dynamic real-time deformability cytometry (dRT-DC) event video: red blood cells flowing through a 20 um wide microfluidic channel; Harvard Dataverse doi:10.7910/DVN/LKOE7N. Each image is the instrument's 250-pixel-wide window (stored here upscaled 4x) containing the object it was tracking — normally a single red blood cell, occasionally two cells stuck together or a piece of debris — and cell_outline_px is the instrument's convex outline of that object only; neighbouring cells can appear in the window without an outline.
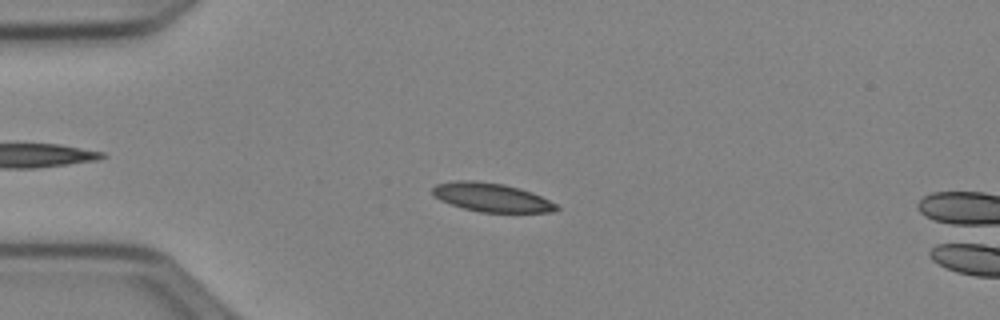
{"species": "Egyptian fruit bat (a non-hibernating species)", "species_latin": "Rousettus aegyptiacus", "temperature_condition": "cold", "stored_images_in_passage": 52, "camera_frame_rate_fps": 3000, "um_per_image_px": 0.085, "animal": {"sex": "female"}, "frame": {"image": 1, "passage_image": 13, "time_ms": 4.0, "image_size_px": [1000, 320], "cell_outline_px": [[560, 208], [556, 212], [480, 212], [464, 208], [440, 200], [432, 192], [432, 188], [436, 184], [456, 180], [476, 180], [504, 184], [520, 188], [532, 192], [556, 204]], "centroid_in_image_um": [41.79, 16.77], "position_along_channel_um": 43.2, "area_um2": 20.69}}
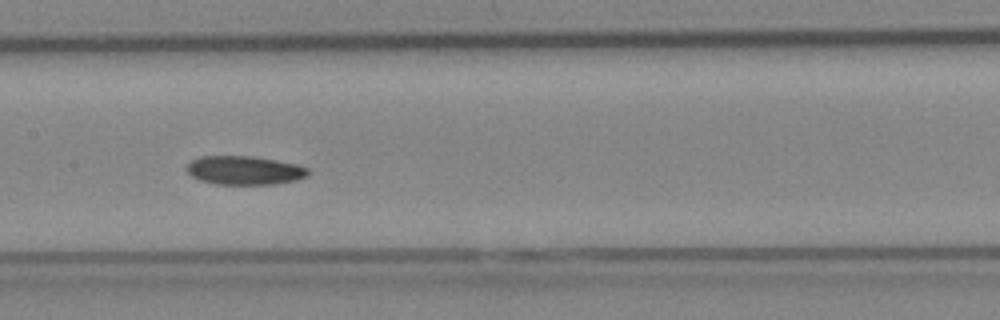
{"frame": {"image": 2, "passage_image": 26, "time_ms": 8.333, "image_size_px": [1000, 320], "cell_outline_px": [[308, 176], [296, 180], [276, 184], [216, 184], [200, 180], [192, 176], [188, 172], [188, 164], [192, 160], [200, 156], [252, 156], [276, 160], [296, 164], [308, 168]], "centroid_in_image_um": [20.8, 14.48], "position_along_channel_um": 186.6, "area_um2": 20.23}}
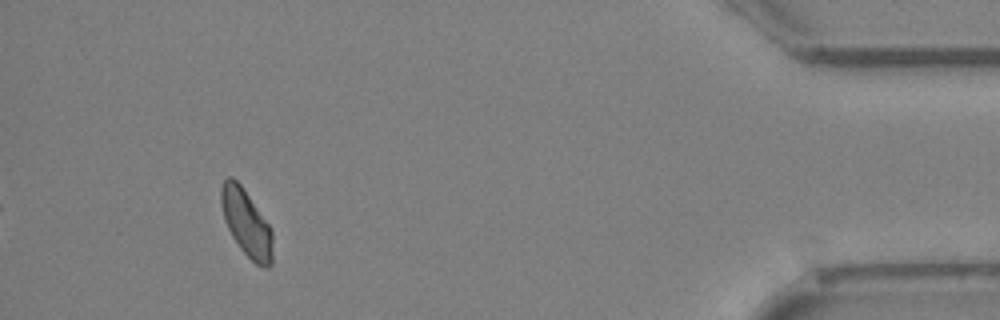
{"frame": {"image": 3, "passage_image": 48, "time_ms": 15.667, "image_size_px": [1000, 320], "cell_outline_px": [[272, 264], [268, 268], [264, 268], [256, 264], [240, 248], [232, 236], [224, 220], [220, 200], [220, 188], [224, 180], [228, 176], [232, 176], [240, 184], [272, 228]], "centroid_in_image_um": [20.94, 18.95], "position_along_channel_um": 414.3, "area_um2": 20.06}}